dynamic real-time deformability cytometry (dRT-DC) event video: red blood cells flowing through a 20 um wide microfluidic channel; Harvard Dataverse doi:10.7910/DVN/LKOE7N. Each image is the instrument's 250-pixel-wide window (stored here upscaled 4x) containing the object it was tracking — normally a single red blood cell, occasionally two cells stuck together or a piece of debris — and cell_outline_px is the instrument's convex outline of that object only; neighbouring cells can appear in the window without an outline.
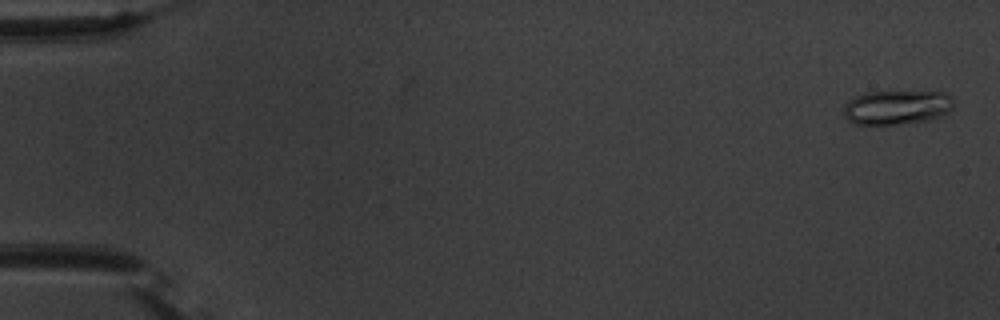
{"species": "common noctule bat (a hibernating species)", "species_latin": "Nyctalus noctula", "temperature_condition": "warm", "stored_images_in_passage": 17, "camera_frame_rate_fps": 3000, "um_per_image_px": 0.085, "animal": {"sex": "male", "body_mass_g": 20.1, "forearm_length_mm": 53.5}, "frame": {"image": 1, "passage_image": 1, "time_ms": 0.0, "image_size_px": [1000, 320], "cell_outline_px": [[956, 104], [944, 116], [928, 120], [900, 124], [852, 124], [844, 116], [844, 104], [848, 100], [864, 92], [944, 92], [952, 96]], "centroid_in_image_um": [76.26, 9.12], "position_along_channel_um": 8.7, "area_um2": 22.25}}